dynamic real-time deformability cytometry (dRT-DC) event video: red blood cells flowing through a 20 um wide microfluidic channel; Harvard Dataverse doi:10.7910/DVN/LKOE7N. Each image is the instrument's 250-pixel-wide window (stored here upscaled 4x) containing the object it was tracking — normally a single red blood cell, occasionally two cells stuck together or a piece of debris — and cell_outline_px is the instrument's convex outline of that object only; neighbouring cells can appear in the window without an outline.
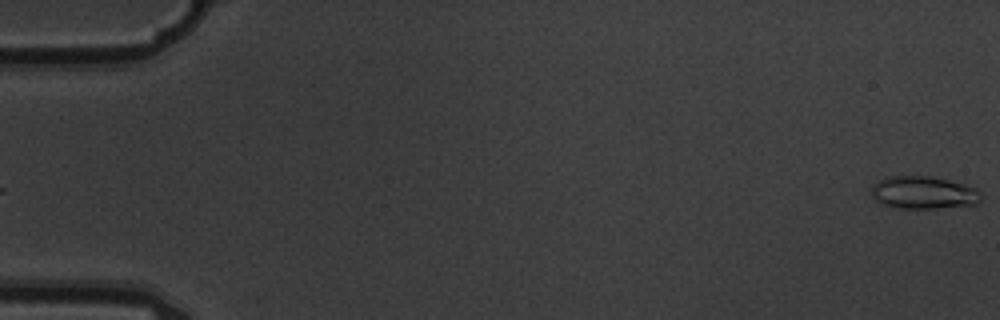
{"species": "common noctule bat (a hibernating species)", "species_latin": "Nyctalus noctula", "temperature_condition": "warm", "stored_images_in_passage": 6, "camera_frame_rate_fps": 3000, "um_per_image_px": 0.085, "animal": {"sex": "male", "body_mass_g": 19.5, "forearm_length_mm": 54.6}, "frame": {"image": 1, "passage_image": 1, "time_ms": 0.0, "image_size_px": [1000, 320], "cell_outline_px": [[980, 200], [976, 204], [936, 208], [892, 208], [880, 204], [872, 196], [872, 184], [888, 176], [932, 176], [980, 188]], "centroid_in_image_um": [78.48, 16.37], "position_along_channel_um": 6.5, "area_um2": 21.04}}
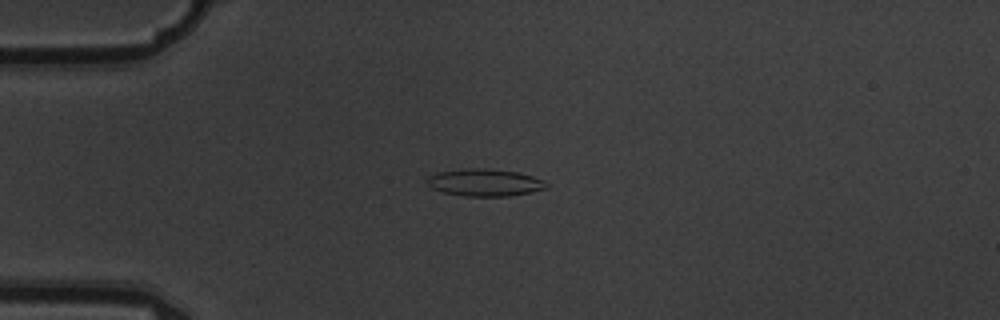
{"frame": {"image": 2, "passage_image": 5, "time_ms": 1.333, "image_size_px": [1000, 320], "cell_outline_px": [[548, 188], [532, 192], [508, 196], [464, 196], [444, 192], [432, 188], [428, 184], [428, 176], [436, 172], [468, 168], [484, 168], [516, 172], [532, 176], [544, 180], [548, 184]], "centroid_in_image_um": [41.22, 15.51], "position_along_channel_um": 43.8, "area_um2": 18.9}}